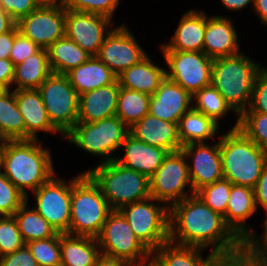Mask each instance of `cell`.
<instances>
[{
    "label": "cell",
    "mask_w": 267,
    "mask_h": 266,
    "mask_svg": "<svg viewBox=\"0 0 267 266\" xmlns=\"http://www.w3.org/2000/svg\"><path fill=\"white\" fill-rule=\"evenodd\" d=\"M169 241L183 246L206 249L224 263L244 243L196 194L169 208Z\"/></svg>",
    "instance_id": "6da1fadb"
},
{
    "label": "cell",
    "mask_w": 267,
    "mask_h": 266,
    "mask_svg": "<svg viewBox=\"0 0 267 266\" xmlns=\"http://www.w3.org/2000/svg\"><path fill=\"white\" fill-rule=\"evenodd\" d=\"M39 140L4 141L2 172L25 196L56 174L50 150Z\"/></svg>",
    "instance_id": "7a4b0ae2"
},
{
    "label": "cell",
    "mask_w": 267,
    "mask_h": 266,
    "mask_svg": "<svg viewBox=\"0 0 267 266\" xmlns=\"http://www.w3.org/2000/svg\"><path fill=\"white\" fill-rule=\"evenodd\" d=\"M238 120L219 136L223 178L235 185L254 188L267 164V152L238 128Z\"/></svg>",
    "instance_id": "3957f363"
},
{
    "label": "cell",
    "mask_w": 267,
    "mask_h": 266,
    "mask_svg": "<svg viewBox=\"0 0 267 266\" xmlns=\"http://www.w3.org/2000/svg\"><path fill=\"white\" fill-rule=\"evenodd\" d=\"M264 67L241 52L213 59L211 85L239 117L249 106L254 81Z\"/></svg>",
    "instance_id": "277c9868"
},
{
    "label": "cell",
    "mask_w": 267,
    "mask_h": 266,
    "mask_svg": "<svg viewBox=\"0 0 267 266\" xmlns=\"http://www.w3.org/2000/svg\"><path fill=\"white\" fill-rule=\"evenodd\" d=\"M85 173L99 187L112 210L151 197L149 178L115 161L99 163Z\"/></svg>",
    "instance_id": "5b68a950"
},
{
    "label": "cell",
    "mask_w": 267,
    "mask_h": 266,
    "mask_svg": "<svg viewBox=\"0 0 267 266\" xmlns=\"http://www.w3.org/2000/svg\"><path fill=\"white\" fill-rule=\"evenodd\" d=\"M112 208L85 173L72 178L69 234L96 238Z\"/></svg>",
    "instance_id": "8992f818"
},
{
    "label": "cell",
    "mask_w": 267,
    "mask_h": 266,
    "mask_svg": "<svg viewBox=\"0 0 267 266\" xmlns=\"http://www.w3.org/2000/svg\"><path fill=\"white\" fill-rule=\"evenodd\" d=\"M129 128L117 117L111 116L93 123L77 122L64 136L68 142L94 156L102 157L100 163L114 161V151L119 150Z\"/></svg>",
    "instance_id": "52a82bcc"
},
{
    "label": "cell",
    "mask_w": 267,
    "mask_h": 266,
    "mask_svg": "<svg viewBox=\"0 0 267 266\" xmlns=\"http://www.w3.org/2000/svg\"><path fill=\"white\" fill-rule=\"evenodd\" d=\"M158 203L162 202L149 197L119 209L136 237L151 253L169 241V208Z\"/></svg>",
    "instance_id": "ba28073f"
},
{
    "label": "cell",
    "mask_w": 267,
    "mask_h": 266,
    "mask_svg": "<svg viewBox=\"0 0 267 266\" xmlns=\"http://www.w3.org/2000/svg\"><path fill=\"white\" fill-rule=\"evenodd\" d=\"M37 90L50 122L64 139L77 123L79 95L65 74L51 73Z\"/></svg>",
    "instance_id": "9c48e42d"
},
{
    "label": "cell",
    "mask_w": 267,
    "mask_h": 266,
    "mask_svg": "<svg viewBox=\"0 0 267 266\" xmlns=\"http://www.w3.org/2000/svg\"><path fill=\"white\" fill-rule=\"evenodd\" d=\"M100 251L110 257L138 264L151 257L119 210H112L96 237Z\"/></svg>",
    "instance_id": "30bf717a"
},
{
    "label": "cell",
    "mask_w": 267,
    "mask_h": 266,
    "mask_svg": "<svg viewBox=\"0 0 267 266\" xmlns=\"http://www.w3.org/2000/svg\"><path fill=\"white\" fill-rule=\"evenodd\" d=\"M149 182L150 196L168 208L195 194L189 178L187 159L181 150L168 153ZM187 185L190 187V195L185 191Z\"/></svg>",
    "instance_id": "8fae6325"
},
{
    "label": "cell",
    "mask_w": 267,
    "mask_h": 266,
    "mask_svg": "<svg viewBox=\"0 0 267 266\" xmlns=\"http://www.w3.org/2000/svg\"><path fill=\"white\" fill-rule=\"evenodd\" d=\"M166 77L177 83L192 96L211 85L213 59L203 51H162Z\"/></svg>",
    "instance_id": "7c38bea8"
},
{
    "label": "cell",
    "mask_w": 267,
    "mask_h": 266,
    "mask_svg": "<svg viewBox=\"0 0 267 266\" xmlns=\"http://www.w3.org/2000/svg\"><path fill=\"white\" fill-rule=\"evenodd\" d=\"M55 175L33 191L36 197V207L34 209L58 233L69 234L72 179L68 183L64 178H58Z\"/></svg>",
    "instance_id": "4fadbf2b"
},
{
    "label": "cell",
    "mask_w": 267,
    "mask_h": 266,
    "mask_svg": "<svg viewBox=\"0 0 267 266\" xmlns=\"http://www.w3.org/2000/svg\"><path fill=\"white\" fill-rule=\"evenodd\" d=\"M147 56L125 23L116 26L106 36L96 57L118 76Z\"/></svg>",
    "instance_id": "5bb4252c"
},
{
    "label": "cell",
    "mask_w": 267,
    "mask_h": 266,
    "mask_svg": "<svg viewBox=\"0 0 267 266\" xmlns=\"http://www.w3.org/2000/svg\"><path fill=\"white\" fill-rule=\"evenodd\" d=\"M66 7H38L28 15L21 17L16 25L19 32L47 49L56 40L65 36Z\"/></svg>",
    "instance_id": "9a60e30c"
},
{
    "label": "cell",
    "mask_w": 267,
    "mask_h": 266,
    "mask_svg": "<svg viewBox=\"0 0 267 266\" xmlns=\"http://www.w3.org/2000/svg\"><path fill=\"white\" fill-rule=\"evenodd\" d=\"M111 24L114 25L107 16L66 9L65 36L91 56H96L113 29H109Z\"/></svg>",
    "instance_id": "2e32d148"
},
{
    "label": "cell",
    "mask_w": 267,
    "mask_h": 266,
    "mask_svg": "<svg viewBox=\"0 0 267 266\" xmlns=\"http://www.w3.org/2000/svg\"><path fill=\"white\" fill-rule=\"evenodd\" d=\"M180 150L187 159L194 193L206 185L223 179L219 141L212 146L207 143H191L182 146Z\"/></svg>",
    "instance_id": "e0dca14e"
},
{
    "label": "cell",
    "mask_w": 267,
    "mask_h": 266,
    "mask_svg": "<svg viewBox=\"0 0 267 266\" xmlns=\"http://www.w3.org/2000/svg\"><path fill=\"white\" fill-rule=\"evenodd\" d=\"M192 107V95L165 76L151 95L149 114L179 124L180 118Z\"/></svg>",
    "instance_id": "ac0fdd59"
},
{
    "label": "cell",
    "mask_w": 267,
    "mask_h": 266,
    "mask_svg": "<svg viewBox=\"0 0 267 266\" xmlns=\"http://www.w3.org/2000/svg\"><path fill=\"white\" fill-rule=\"evenodd\" d=\"M255 211L257 207L253 188L232 184L226 215L223 218L225 224L244 244L256 234L246 222Z\"/></svg>",
    "instance_id": "d6986e66"
},
{
    "label": "cell",
    "mask_w": 267,
    "mask_h": 266,
    "mask_svg": "<svg viewBox=\"0 0 267 266\" xmlns=\"http://www.w3.org/2000/svg\"><path fill=\"white\" fill-rule=\"evenodd\" d=\"M238 38L232 19L222 15H206L203 52L211 59L240 53Z\"/></svg>",
    "instance_id": "ffe728a7"
},
{
    "label": "cell",
    "mask_w": 267,
    "mask_h": 266,
    "mask_svg": "<svg viewBox=\"0 0 267 266\" xmlns=\"http://www.w3.org/2000/svg\"><path fill=\"white\" fill-rule=\"evenodd\" d=\"M129 134L137 140L165 149L169 153L177 152L182 148L178 124L161 120L150 114L134 123L129 128Z\"/></svg>",
    "instance_id": "44dd1931"
},
{
    "label": "cell",
    "mask_w": 267,
    "mask_h": 266,
    "mask_svg": "<svg viewBox=\"0 0 267 266\" xmlns=\"http://www.w3.org/2000/svg\"><path fill=\"white\" fill-rule=\"evenodd\" d=\"M15 99L25 123V140H38V133H60L50 122L37 89L15 90Z\"/></svg>",
    "instance_id": "7402d4cb"
},
{
    "label": "cell",
    "mask_w": 267,
    "mask_h": 266,
    "mask_svg": "<svg viewBox=\"0 0 267 266\" xmlns=\"http://www.w3.org/2000/svg\"><path fill=\"white\" fill-rule=\"evenodd\" d=\"M125 154L123 158L116 157L114 160L118 164L135 170L148 178H150L157 169L162 165L164 158L168 155V151L144 143L135 139L128 134L122 143Z\"/></svg>",
    "instance_id": "603a6c76"
},
{
    "label": "cell",
    "mask_w": 267,
    "mask_h": 266,
    "mask_svg": "<svg viewBox=\"0 0 267 266\" xmlns=\"http://www.w3.org/2000/svg\"><path fill=\"white\" fill-rule=\"evenodd\" d=\"M206 13L190 9L180 19L170 42L161 44V51H203Z\"/></svg>",
    "instance_id": "cb8c5ba5"
},
{
    "label": "cell",
    "mask_w": 267,
    "mask_h": 266,
    "mask_svg": "<svg viewBox=\"0 0 267 266\" xmlns=\"http://www.w3.org/2000/svg\"><path fill=\"white\" fill-rule=\"evenodd\" d=\"M119 91L116 80L113 84L79 95L77 122L93 123L116 116Z\"/></svg>",
    "instance_id": "d4e9b609"
},
{
    "label": "cell",
    "mask_w": 267,
    "mask_h": 266,
    "mask_svg": "<svg viewBox=\"0 0 267 266\" xmlns=\"http://www.w3.org/2000/svg\"><path fill=\"white\" fill-rule=\"evenodd\" d=\"M78 95L113 84L117 76L96 56L65 74Z\"/></svg>",
    "instance_id": "484cf974"
},
{
    "label": "cell",
    "mask_w": 267,
    "mask_h": 266,
    "mask_svg": "<svg viewBox=\"0 0 267 266\" xmlns=\"http://www.w3.org/2000/svg\"><path fill=\"white\" fill-rule=\"evenodd\" d=\"M165 71L166 69L155 65L147 55L139 63L119 74L117 81L120 87L153 95L159 87V83L165 78Z\"/></svg>",
    "instance_id": "4316f807"
},
{
    "label": "cell",
    "mask_w": 267,
    "mask_h": 266,
    "mask_svg": "<svg viewBox=\"0 0 267 266\" xmlns=\"http://www.w3.org/2000/svg\"><path fill=\"white\" fill-rule=\"evenodd\" d=\"M201 248L177 245L170 241L151 253L160 266H223L211 252L203 258Z\"/></svg>",
    "instance_id": "83f0119b"
},
{
    "label": "cell",
    "mask_w": 267,
    "mask_h": 266,
    "mask_svg": "<svg viewBox=\"0 0 267 266\" xmlns=\"http://www.w3.org/2000/svg\"><path fill=\"white\" fill-rule=\"evenodd\" d=\"M61 263L64 266H94L101 254L97 239L60 233Z\"/></svg>",
    "instance_id": "f1b7e54d"
},
{
    "label": "cell",
    "mask_w": 267,
    "mask_h": 266,
    "mask_svg": "<svg viewBox=\"0 0 267 266\" xmlns=\"http://www.w3.org/2000/svg\"><path fill=\"white\" fill-rule=\"evenodd\" d=\"M51 73L47 50L40 48L35 54L15 66L12 85L17 86L13 90L38 89Z\"/></svg>",
    "instance_id": "f546056e"
},
{
    "label": "cell",
    "mask_w": 267,
    "mask_h": 266,
    "mask_svg": "<svg viewBox=\"0 0 267 266\" xmlns=\"http://www.w3.org/2000/svg\"><path fill=\"white\" fill-rule=\"evenodd\" d=\"M52 73L66 74L85 63L91 55L66 36L59 38L47 49Z\"/></svg>",
    "instance_id": "4dcf8cb0"
},
{
    "label": "cell",
    "mask_w": 267,
    "mask_h": 266,
    "mask_svg": "<svg viewBox=\"0 0 267 266\" xmlns=\"http://www.w3.org/2000/svg\"><path fill=\"white\" fill-rule=\"evenodd\" d=\"M219 127L213 119L192 107L180 118L178 124L181 145L205 143L219 133Z\"/></svg>",
    "instance_id": "1f68e13d"
},
{
    "label": "cell",
    "mask_w": 267,
    "mask_h": 266,
    "mask_svg": "<svg viewBox=\"0 0 267 266\" xmlns=\"http://www.w3.org/2000/svg\"><path fill=\"white\" fill-rule=\"evenodd\" d=\"M0 140H25V123L16 104L15 90L0 94Z\"/></svg>",
    "instance_id": "d6a6232c"
},
{
    "label": "cell",
    "mask_w": 267,
    "mask_h": 266,
    "mask_svg": "<svg viewBox=\"0 0 267 266\" xmlns=\"http://www.w3.org/2000/svg\"><path fill=\"white\" fill-rule=\"evenodd\" d=\"M26 202L13 215L17 221L20 234L25 242L55 237L58 232L33 207L28 209Z\"/></svg>",
    "instance_id": "836d02e7"
},
{
    "label": "cell",
    "mask_w": 267,
    "mask_h": 266,
    "mask_svg": "<svg viewBox=\"0 0 267 266\" xmlns=\"http://www.w3.org/2000/svg\"><path fill=\"white\" fill-rule=\"evenodd\" d=\"M151 95L120 87L116 116L130 128L149 114Z\"/></svg>",
    "instance_id": "e575fe53"
},
{
    "label": "cell",
    "mask_w": 267,
    "mask_h": 266,
    "mask_svg": "<svg viewBox=\"0 0 267 266\" xmlns=\"http://www.w3.org/2000/svg\"><path fill=\"white\" fill-rule=\"evenodd\" d=\"M192 102L195 110L213 119L219 125V120L224 119L229 111H233L220 92L212 85L197 91L192 96Z\"/></svg>",
    "instance_id": "d590c367"
},
{
    "label": "cell",
    "mask_w": 267,
    "mask_h": 266,
    "mask_svg": "<svg viewBox=\"0 0 267 266\" xmlns=\"http://www.w3.org/2000/svg\"><path fill=\"white\" fill-rule=\"evenodd\" d=\"M238 118V128L259 148L267 152V114L243 112Z\"/></svg>",
    "instance_id": "8d00e7d4"
},
{
    "label": "cell",
    "mask_w": 267,
    "mask_h": 266,
    "mask_svg": "<svg viewBox=\"0 0 267 266\" xmlns=\"http://www.w3.org/2000/svg\"><path fill=\"white\" fill-rule=\"evenodd\" d=\"M231 187L232 183L223 178L213 184L202 187L195 194L214 212L224 217L226 215Z\"/></svg>",
    "instance_id": "74e56055"
},
{
    "label": "cell",
    "mask_w": 267,
    "mask_h": 266,
    "mask_svg": "<svg viewBox=\"0 0 267 266\" xmlns=\"http://www.w3.org/2000/svg\"><path fill=\"white\" fill-rule=\"evenodd\" d=\"M38 266H51L61 262L60 233L55 237L26 243Z\"/></svg>",
    "instance_id": "f35d334b"
},
{
    "label": "cell",
    "mask_w": 267,
    "mask_h": 266,
    "mask_svg": "<svg viewBox=\"0 0 267 266\" xmlns=\"http://www.w3.org/2000/svg\"><path fill=\"white\" fill-rule=\"evenodd\" d=\"M24 245L14 216H0V257L13 253Z\"/></svg>",
    "instance_id": "ab89813d"
},
{
    "label": "cell",
    "mask_w": 267,
    "mask_h": 266,
    "mask_svg": "<svg viewBox=\"0 0 267 266\" xmlns=\"http://www.w3.org/2000/svg\"><path fill=\"white\" fill-rule=\"evenodd\" d=\"M26 202V196L0 172V216H13Z\"/></svg>",
    "instance_id": "60d3db41"
},
{
    "label": "cell",
    "mask_w": 267,
    "mask_h": 266,
    "mask_svg": "<svg viewBox=\"0 0 267 266\" xmlns=\"http://www.w3.org/2000/svg\"><path fill=\"white\" fill-rule=\"evenodd\" d=\"M120 0H65L66 9L100 14L112 19Z\"/></svg>",
    "instance_id": "b9f144b4"
},
{
    "label": "cell",
    "mask_w": 267,
    "mask_h": 266,
    "mask_svg": "<svg viewBox=\"0 0 267 266\" xmlns=\"http://www.w3.org/2000/svg\"><path fill=\"white\" fill-rule=\"evenodd\" d=\"M244 112L267 114V67L256 76L249 107Z\"/></svg>",
    "instance_id": "7bdbcfd3"
},
{
    "label": "cell",
    "mask_w": 267,
    "mask_h": 266,
    "mask_svg": "<svg viewBox=\"0 0 267 266\" xmlns=\"http://www.w3.org/2000/svg\"><path fill=\"white\" fill-rule=\"evenodd\" d=\"M41 47L32 42L29 38L18 32L14 37V43L10 52V60L16 66L26 58L35 54Z\"/></svg>",
    "instance_id": "ee69618b"
},
{
    "label": "cell",
    "mask_w": 267,
    "mask_h": 266,
    "mask_svg": "<svg viewBox=\"0 0 267 266\" xmlns=\"http://www.w3.org/2000/svg\"><path fill=\"white\" fill-rule=\"evenodd\" d=\"M223 266H267V263L244 244Z\"/></svg>",
    "instance_id": "f6af8a7d"
},
{
    "label": "cell",
    "mask_w": 267,
    "mask_h": 266,
    "mask_svg": "<svg viewBox=\"0 0 267 266\" xmlns=\"http://www.w3.org/2000/svg\"><path fill=\"white\" fill-rule=\"evenodd\" d=\"M0 7L16 22L38 8L34 0H0Z\"/></svg>",
    "instance_id": "bcb514c9"
},
{
    "label": "cell",
    "mask_w": 267,
    "mask_h": 266,
    "mask_svg": "<svg viewBox=\"0 0 267 266\" xmlns=\"http://www.w3.org/2000/svg\"><path fill=\"white\" fill-rule=\"evenodd\" d=\"M0 266H38L25 244L13 253L0 257Z\"/></svg>",
    "instance_id": "7dc6e473"
},
{
    "label": "cell",
    "mask_w": 267,
    "mask_h": 266,
    "mask_svg": "<svg viewBox=\"0 0 267 266\" xmlns=\"http://www.w3.org/2000/svg\"><path fill=\"white\" fill-rule=\"evenodd\" d=\"M253 190L257 209L261 205L260 207L267 212V164L264 166Z\"/></svg>",
    "instance_id": "c3c4849f"
},
{
    "label": "cell",
    "mask_w": 267,
    "mask_h": 266,
    "mask_svg": "<svg viewBox=\"0 0 267 266\" xmlns=\"http://www.w3.org/2000/svg\"><path fill=\"white\" fill-rule=\"evenodd\" d=\"M19 32L17 25L10 31L0 35V59H9L14 37Z\"/></svg>",
    "instance_id": "681fc988"
},
{
    "label": "cell",
    "mask_w": 267,
    "mask_h": 266,
    "mask_svg": "<svg viewBox=\"0 0 267 266\" xmlns=\"http://www.w3.org/2000/svg\"><path fill=\"white\" fill-rule=\"evenodd\" d=\"M14 68L10 59H0V83L6 88L11 89L14 80Z\"/></svg>",
    "instance_id": "f907efd6"
},
{
    "label": "cell",
    "mask_w": 267,
    "mask_h": 266,
    "mask_svg": "<svg viewBox=\"0 0 267 266\" xmlns=\"http://www.w3.org/2000/svg\"><path fill=\"white\" fill-rule=\"evenodd\" d=\"M263 227H264L263 228L264 229L263 230L264 233H263V235H261V237H258L255 234L245 244L252 251H267V217H265V219H264V225H263Z\"/></svg>",
    "instance_id": "816d5d0a"
},
{
    "label": "cell",
    "mask_w": 267,
    "mask_h": 266,
    "mask_svg": "<svg viewBox=\"0 0 267 266\" xmlns=\"http://www.w3.org/2000/svg\"><path fill=\"white\" fill-rule=\"evenodd\" d=\"M94 266H132L128 261L100 254Z\"/></svg>",
    "instance_id": "f5cc1de1"
},
{
    "label": "cell",
    "mask_w": 267,
    "mask_h": 266,
    "mask_svg": "<svg viewBox=\"0 0 267 266\" xmlns=\"http://www.w3.org/2000/svg\"><path fill=\"white\" fill-rule=\"evenodd\" d=\"M252 3L254 6V0H221L223 7L229 11H239L248 7Z\"/></svg>",
    "instance_id": "db71d44e"
},
{
    "label": "cell",
    "mask_w": 267,
    "mask_h": 266,
    "mask_svg": "<svg viewBox=\"0 0 267 266\" xmlns=\"http://www.w3.org/2000/svg\"><path fill=\"white\" fill-rule=\"evenodd\" d=\"M254 11L260 23L267 26V0H254Z\"/></svg>",
    "instance_id": "11a10c76"
},
{
    "label": "cell",
    "mask_w": 267,
    "mask_h": 266,
    "mask_svg": "<svg viewBox=\"0 0 267 266\" xmlns=\"http://www.w3.org/2000/svg\"><path fill=\"white\" fill-rule=\"evenodd\" d=\"M16 21L0 7V35L10 31Z\"/></svg>",
    "instance_id": "9f6ffc18"
},
{
    "label": "cell",
    "mask_w": 267,
    "mask_h": 266,
    "mask_svg": "<svg viewBox=\"0 0 267 266\" xmlns=\"http://www.w3.org/2000/svg\"><path fill=\"white\" fill-rule=\"evenodd\" d=\"M38 7H54L64 5L65 0H34Z\"/></svg>",
    "instance_id": "6f0895ef"
},
{
    "label": "cell",
    "mask_w": 267,
    "mask_h": 266,
    "mask_svg": "<svg viewBox=\"0 0 267 266\" xmlns=\"http://www.w3.org/2000/svg\"><path fill=\"white\" fill-rule=\"evenodd\" d=\"M132 266H160V264L151 256L148 259Z\"/></svg>",
    "instance_id": "680465c9"
},
{
    "label": "cell",
    "mask_w": 267,
    "mask_h": 266,
    "mask_svg": "<svg viewBox=\"0 0 267 266\" xmlns=\"http://www.w3.org/2000/svg\"><path fill=\"white\" fill-rule=\"evenodd\" d=\"M3 153H4V141H0V172H2Z\"/></svg>",
    "instance_id": "91938a15"
},
{
    "label": "cell",
    "mask_w": 267,
    "mask_h": 266,
    "mask_svg": "<svg viewBox=\"0 0 267 266\" xmlns=\"http://www.w3.org/2000/svg\"><path fill=\"white\" fill-rule=\"evenodd\" d=\"M258 254L267 263V251H253Z\"/></svg>",
    "instance_id": "94428289"
},
{
    "label": "cell",
    "mask_w": 267,
    "mask_h": 266,
    "mask_svg": "<svg viewBox=\"0 0 267 266\" xmlns=\"http://www.w3.org/2000/svg\"><path fill=\"white\" fill-rule=\"evenodd\" d=\"M7 89L0 83V94H2Z\"/></svg>",
    "instance_id": "6125c7cd"
},
{
    "label": "cell",
    "mask_w": 267,
    "mask_h": 266,
    "mask_svg": "<svg viewBox=\"0 0 267 266\" xmlns=\"http://www.w3.org/2000/svg\"><path fill=\"white\" fill-rule=\"evenodd\" d=\"M51 266H64L61 262L55 265H51Z\"/></svg>",
    "instance_id": "be15d7a7"
}]
</instances>
